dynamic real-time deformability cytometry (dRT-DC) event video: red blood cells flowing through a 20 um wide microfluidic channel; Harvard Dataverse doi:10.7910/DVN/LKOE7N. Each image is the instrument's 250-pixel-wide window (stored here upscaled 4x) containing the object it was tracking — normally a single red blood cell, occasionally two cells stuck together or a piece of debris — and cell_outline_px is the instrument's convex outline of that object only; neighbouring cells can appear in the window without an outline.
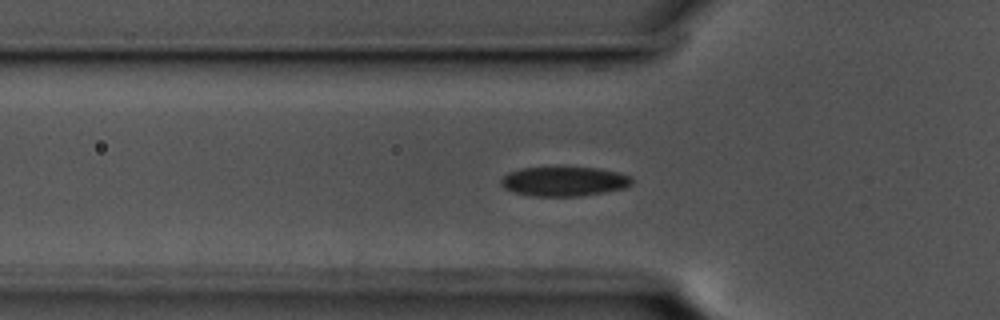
{"species": "common noctule bat (a hibernating species)", "species_latin": "Nyctalus noctula", "temperature_condition": "cold", "stored_images_in_passage": 53, "camera_frame_rate_fps": 3000, "um_per_image_px": 0.085, "animal": {"sex": "male", "body_mass_g": 17.5, "forearm_length_mm": 52.3}, "frame": {"image": 1, "passage_image": 14, "time_ms": 4.333, "image_size_px": [1000, 320], "cell_outline_px": [[632, 184], [624, 188], [604, 192], [580, 196], [532, 196], [512, 192], [504, 188], [500, 184], [500, 180], [508, 172], [520, 168], [596, 168], [616, 172], [628, 176], [632, 180]], "centroid_in_image_um": [47.89, 15.43], "position_along_channel_um": 77.9, "area_um2": 22.25}}
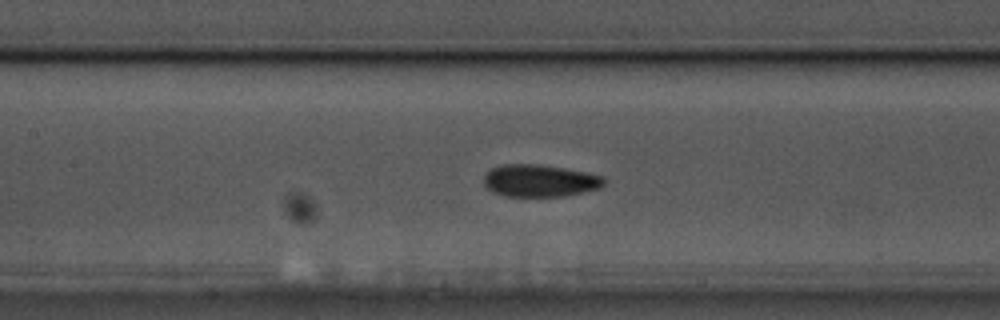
{"frame": {"image": 2, "passage_image": 21, "time_ms": 6.667, "image_size_px": [1000, 320], "cell_outline_px": [[604, 184], [600, 188], [584, 192], [564, 196], [504, 196], [488, 188], [484, 184], [484, 176], [492, 168], [504, 164], [536, 164], [564, 168], [604, 176]], "centroid_in_image_um": [45.9, 15.36], "position_along_channel_um": 161.5, "area_um2": 22.37}}
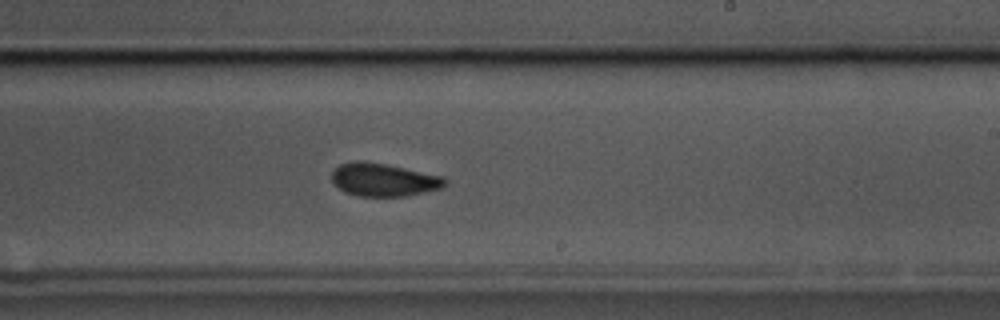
{"frame": {"image": 3, "passage_image": 29, "time_ms": 9.333, "image_size_px": [1000, 320], "cell_outline_px": [[448, 184], [440, 188], [424, 192], [404, 196], [360, 196], [344, 192], [332, 180], [332, 172], [340, 164], [360, 160], [364, 160], [444, 176], [448, 180]], "centroid_in_image_um": [32.63, 15.28], "position_along_channel_um": 256.4, "area_um2": 21.62}, "authors_computed_cell_mechanics": {"area_um2": 22.0218, "velocity_mm_per_s": 3.5671, "shape_relaxation_time_tau1_ms": 3.1659, "shape_relaxation_time_tau2_ms": 2.8099, "deformation_change_tau1": 0.094, "deformation_change_tau2": 0.0658}}